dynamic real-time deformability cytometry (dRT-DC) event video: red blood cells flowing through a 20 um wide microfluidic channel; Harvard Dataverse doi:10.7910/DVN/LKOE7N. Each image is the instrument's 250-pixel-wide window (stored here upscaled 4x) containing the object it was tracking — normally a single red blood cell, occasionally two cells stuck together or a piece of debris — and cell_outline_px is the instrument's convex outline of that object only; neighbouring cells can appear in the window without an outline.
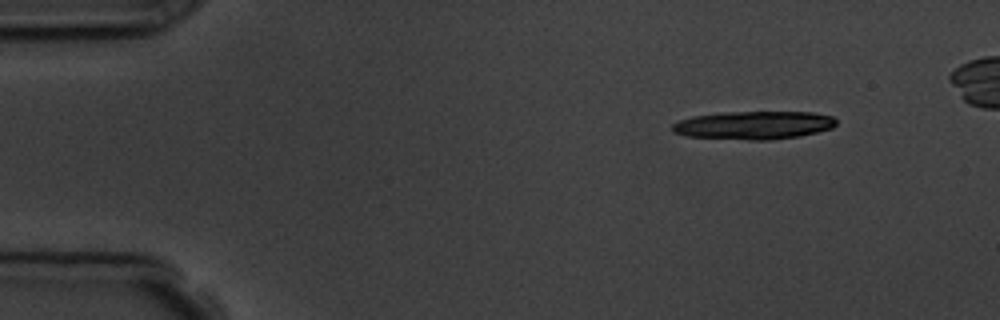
{"species": "common noctule bat (a hibernating species)", "species_latin": "Nyctalus noctula", "temperature_condition": "room temperature", "stored_images_in_passage": 4, "camera_frame_rate_fps": 3000, "um_per_image_px": 0.085, "animal": {"sex": "male", "body_mass_g": 19.5, "forearm_length_mm": 54.6}, "frame": {"image": 1, "passage_image": 1, "time_ms": 0.0, "image_size_px": [1000, 320], "cell_outline_px": [[836, 124], [832, 128], [800, 136], [768, 140], [748, 140], [684, 136], [672, 132], [672, 124], [680, 120], [692, 116], [724, 112], [812, 112], [832, 116], [836, 120]], "centroid_in_image_um": [64.05, 10.64], "position_along_channel_um": 21.0, "area_um2": 26.99}}